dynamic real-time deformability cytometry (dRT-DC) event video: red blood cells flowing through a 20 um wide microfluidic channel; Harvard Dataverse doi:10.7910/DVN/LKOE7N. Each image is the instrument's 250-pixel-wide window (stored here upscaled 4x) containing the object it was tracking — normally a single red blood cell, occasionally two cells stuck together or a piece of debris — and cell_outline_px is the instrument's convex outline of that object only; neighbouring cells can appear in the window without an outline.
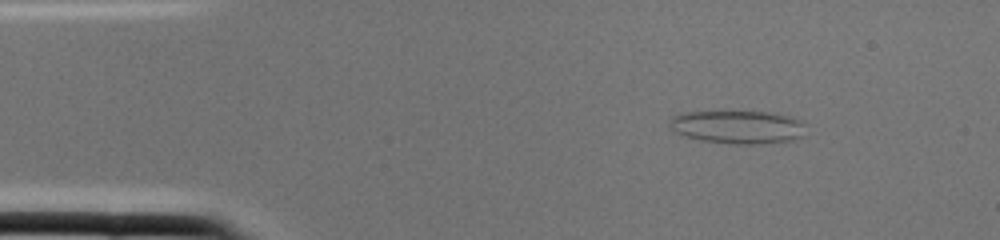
{"species": "common noctule bat (a hibernating species)", "species_latin": "Nyctalus noctula", "temperature_condition": "cold", "stored_images_in_passage": 1, "camera_frame_rate_fps": 3000, "um_per_image_px": 0.085, "animal": {"sex": "female", "body_mass_g": 22.0, "forearm_length_mm": 56.7}, "frame": {"image": 1, "passage_image": 1, "time_ms": 0.0, "image_size_px": [1000, 240], "cell_outline_px": [[808, 124], [804, 136], [788, 140], [760, 144], [732, 144], [704, 140], [688, 136], [676, 132], [668, 128], [668, 124], [672, 116], [680, 112], [768, 112], [792, 116], [804, 120]], "centroid_in_image_um": [62.77, 10.78], "position_along_channel_um": 22.2, "area_um2": 26.59}}